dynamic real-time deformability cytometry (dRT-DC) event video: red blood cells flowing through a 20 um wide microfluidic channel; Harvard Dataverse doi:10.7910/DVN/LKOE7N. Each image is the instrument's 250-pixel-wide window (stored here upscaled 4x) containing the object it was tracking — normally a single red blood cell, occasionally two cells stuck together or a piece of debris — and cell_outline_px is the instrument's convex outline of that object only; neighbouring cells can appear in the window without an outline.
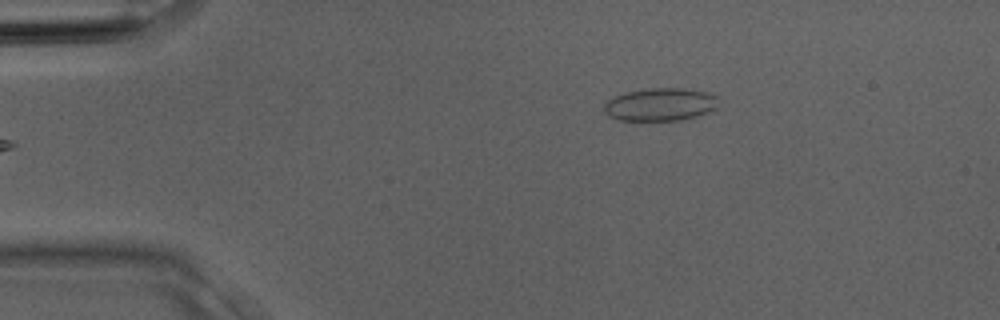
{"species": "Egyptian fruit bat (a non-hibernating species)", "species_latin": "Rousettus aegyptiacus", "temperature_condition": "room temperature", "stored_images_in_passage": 4, "camera_frame_rate_fps": 3000, "um_per_image_px": 0.085, "animal": {"sex": "male"}, "frame": {"image": 1, "passage_image": 4, "time_ms": 1.0, "image_size_px": [1000, 320], "cell_outline_px": [[720, 108], [696, 116], [680, 120], [620, 120], [608, 116], [604, 112], [604, 104], [608, 100], [624, 92], [648, 88], [684, 88], [708, 92], [716, 96]], "centroid_in_image_um": [56.15, 8.87], "position_along_channel_um": 28.9, "area_um2": 22.08}}